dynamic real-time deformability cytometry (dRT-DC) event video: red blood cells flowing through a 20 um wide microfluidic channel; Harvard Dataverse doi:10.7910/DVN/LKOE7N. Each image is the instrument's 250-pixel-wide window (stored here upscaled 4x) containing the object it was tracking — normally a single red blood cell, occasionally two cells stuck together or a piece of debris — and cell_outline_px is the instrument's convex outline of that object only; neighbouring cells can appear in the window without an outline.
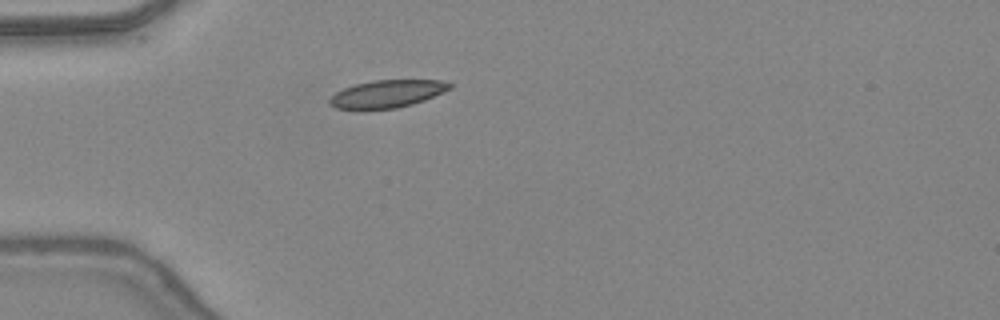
{"species": "common noctule bat (a hibernating species)", "species_latin": "Nyctalus noctula", "temperature_condition": "warm", "stored_images_in_passage": 34, "camera_frame_rate_fps": 3000, "um_per_image_px": 0.085, "animal": {"sex": "female", "body_mass_g": 24.6, "forearm_length_mm": 56.2}, "frame": {"image": 1, "passage_image": 1, "time_ms": 0.0, "image_size_px": [1000, 320], "cell_outline_px": [[452, 88], [424, 100], [412, 104], [396, 108], [356, 112], [336, 108], [328, 104], [328, 100], [336, 92], [344, 88], [356, 84], [372, 80], [444, 80], [452, 84]], "centroid_in_image_um": [32.84, 8.01], "position_along_channel_um": 52.2, "area_um2": 19.88}}
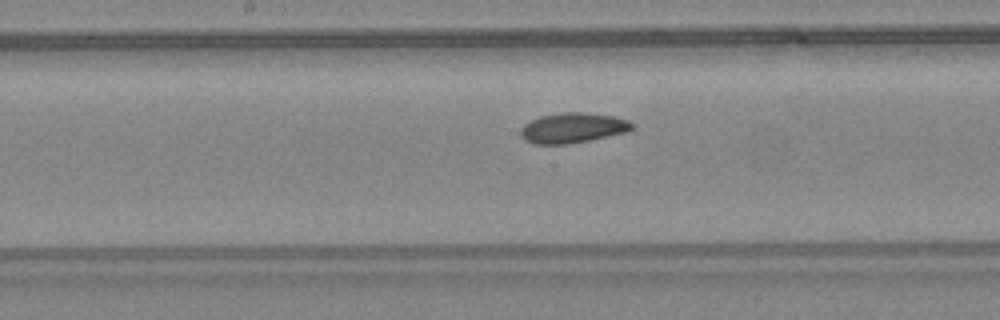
{"frame": {"image": 2, "passage_image": 12, "time_ms": 3.667, "image_size_px": [1000, 320], "cell_outline_px": [[636, 124], [628, 132], [568, 144], [532, 144], [524, 140], [520, 136], [520, 128], [524, 124], [540, 116], [564, 112], [584, 112], [612, 116], [628, 120]], "centroid_in_image_um": [48.67, 10.87], "position_along_channel_um": 199.5, "area_um2": 19.65}}
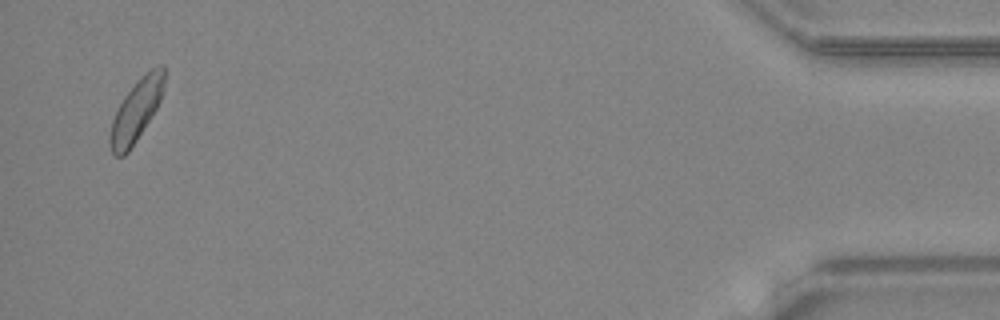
{"frame": {"image": 3, "passage_image": 33, "time_ms": 10.667, "image_size_px": [1000, 320], "cell_outline_px": [[164, 88], [160, 100], [156, 108], [136, 140], [128, 152], [124, 156], [116, 156], [112, 152], [108, 140], [108, 136], [112, 120], [124, 96], [152, 68], [160, 64], [164, 64]], "centroid_in_image_um": [11.56, 9.44], "position_along_channel_um": 423.6, "area_um2": 18.9}, "authors_computed_cell_mechanics": {"area_um2": 19.3052, "velocity_mm_per_s": 4.3797, "shape_relaxation_time_tau1_ms": 3.2878, "shape_relaxation_time_tau2_ms": 2.5673, "deformation_change_tau1": 0.0845, "deformation_change_tau2": 0.0628}}